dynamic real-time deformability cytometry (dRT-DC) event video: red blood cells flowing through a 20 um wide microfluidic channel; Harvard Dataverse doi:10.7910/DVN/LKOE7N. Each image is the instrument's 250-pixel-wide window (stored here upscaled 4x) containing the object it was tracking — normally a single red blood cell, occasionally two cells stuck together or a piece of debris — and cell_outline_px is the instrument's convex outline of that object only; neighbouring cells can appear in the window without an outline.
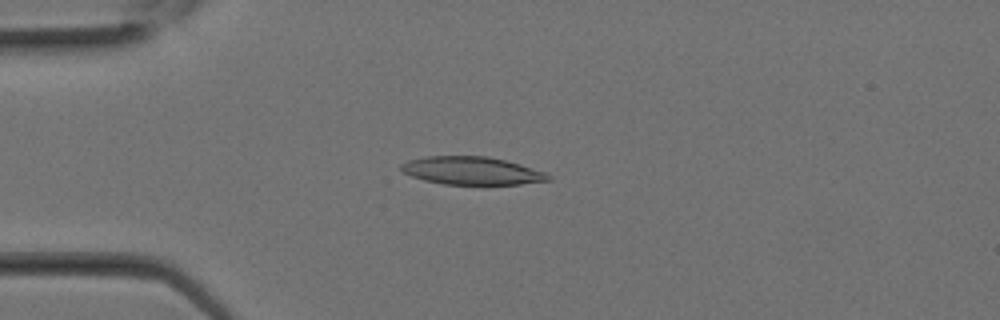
{"species": "Egyptian fruit bat (a non-hibernating species)", "species_latin": "Rousettus aegyptiacus", "temperature_condition": "room temperature", "stored_images_in_passage": 9, "camera_frame_rate_fps": 3000, "um_per_image_px": 0.085, "animal": {"sex": "female"}, "frame": {"image": 1, "passage_image": 6, "time_ms": 1.667, "image_size_px": [1000, 320], "cell_outline_px": [[552, 180], [520, 184], [444, 184], [424, 180], [412, 176], [404, 172], [400, 168], [400, 164], [408, 160], [428, 156], [488, 156], [520, 164], [544, 172], [552, 176]], "centroid_in_image_um": [40.1, 14.51], "position_along_channel_um": 44.9, "area_um2": 23.81}}
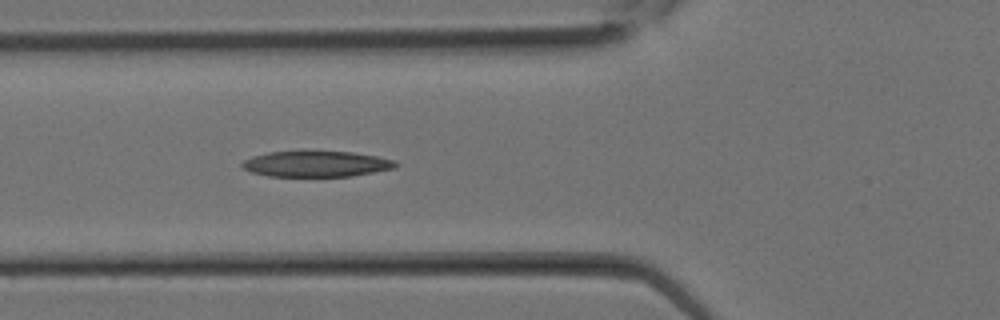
{"frame": {"image": 2, "passage_image": 9, "time_ms": 2.667, "image_size_px": [1000, 320], "cell_outline_px": [[400, 164], [396, 168], [352, 176], [268, 176], [252, 172], [244, 168], [240, 164], [244, 160], [252, 156], [268, 152], [352, 152], [376, 156], [396, 160]], "centroid_in_image_um": [26.93, 13.94], "position_along_channel_um": 98.9, "area_um2": 22.95}}